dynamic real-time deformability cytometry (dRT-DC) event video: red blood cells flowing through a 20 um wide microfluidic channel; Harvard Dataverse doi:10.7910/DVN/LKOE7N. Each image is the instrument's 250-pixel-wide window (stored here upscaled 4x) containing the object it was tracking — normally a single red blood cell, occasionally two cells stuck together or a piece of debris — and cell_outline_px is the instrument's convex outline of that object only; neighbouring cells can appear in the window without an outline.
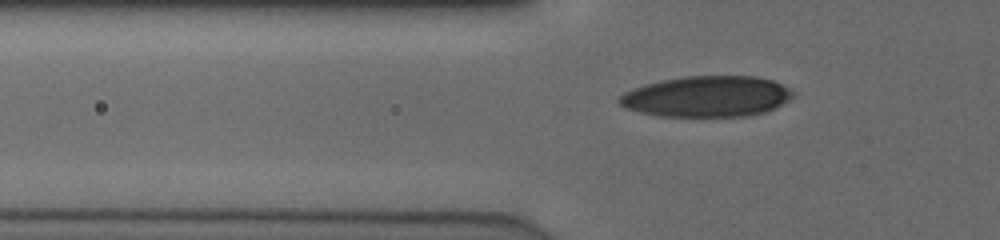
{"species": "human", "species_latin": "Homo sapiens", "temperature_condition": "cold", "stored_images_in_passage": 38, "camera_frame_rate_fps": 3000, "um_per_image_px": 0.085, "donor": {"sex": "male"}, "frame": {"image": 1, "passage_image": 3, "time_ms": 0.667, "image_size_px": [1000, 240], "cell_outline_px": [[796, 96], [776, 108], [764, 112], [748, 116], [660, 116], [640, 112], [628, 108], [620, 104], [616, 100], [624, 92], [632, 88], [664, 80], [688, 76], [756, 76], [772, 80], [788, 88]], "centroid_in_image_um": [60.12, 8.2], "position_along_channel_um": 65.7, "area_um2": 41.21}}
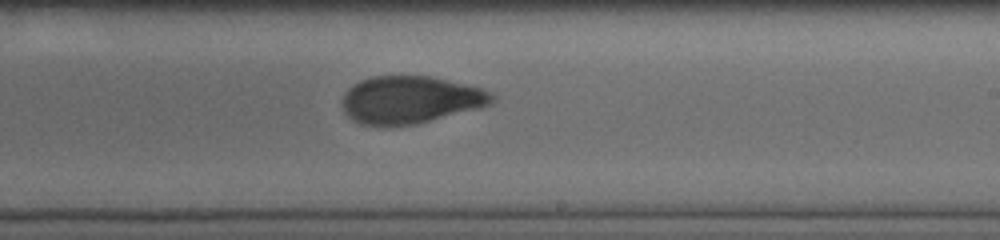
{"frame": {"image": 2, "passage_image": 18, "time_ms": 5.667, "image_size_px": [1000, 240], "cell_outline_px": [[496, 100], [492, 104], [480, 108], [416, 124], [360, 124], [352, 120], [344, 112], [344, 92], [352, 84], [360, 80], [372, 76], [432, 76], [480, 88], [492, 92], [496, 96]], "centroid_in_image_um": [34.92, 8.46], "position_along_channel_um": 254.1, "area_um2": 41.21}}
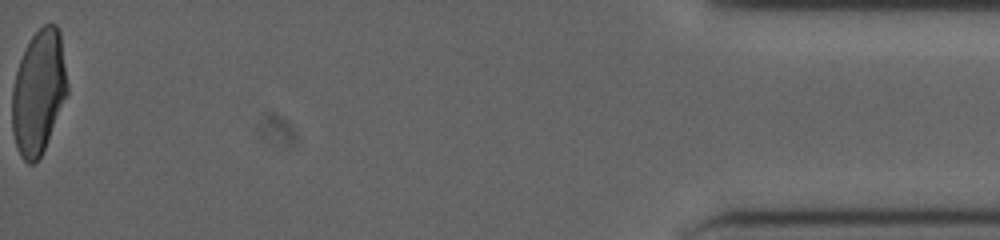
{"frame": {"image": 3, "passage_image": 38, "time_ms": 12.333, "image_size_px": [1000, 240], "cell_outline_px": [[68, 92], [44, 148], [40, 156], [32, 164], [28, 164], [20, 156], [12, 132], [12, 88], [16, 72], [20, 60], [32, 36], [44, 24], [56, 24], [60, 28], [68, 84]], "centroid_in_image_um": [3.28, 7.8], "position_along_channel_um": 431.9, "area_um2": 39.71}, "authors_computed_cell_mechanics": {"area_um2": 41.2114, "velocity_mm_per_s": 3.8967, "shape_relaxation_time_tau1_ms": 5.1753, "shape_relaxation_time_tau2_ms": 1.7112, "deformation_change_tau1": 0.1748, "deformation_change_tau2": 0.0768}}